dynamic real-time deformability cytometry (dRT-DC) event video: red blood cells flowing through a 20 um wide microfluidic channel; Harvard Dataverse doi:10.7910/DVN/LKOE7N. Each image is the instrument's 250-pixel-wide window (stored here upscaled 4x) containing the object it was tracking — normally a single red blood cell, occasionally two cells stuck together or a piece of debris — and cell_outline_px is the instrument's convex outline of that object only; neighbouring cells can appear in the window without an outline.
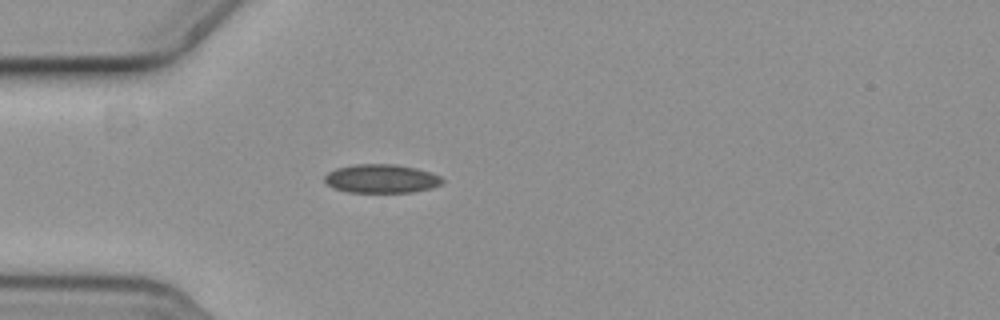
{"species": "common noctule bat (a hibernating species)", "species_latin": "Nyctalus noctula", "temperature_condition": "cold", "stored_images_in_passage": 2, "camera_frame_rate_fps": 3000, "um_per_image_px": 0.085, "animal": {"sex": "female", "body_mass_g": 19.3, "forearm_length_mm": 54.1}, "frame": {"image": 1, "passage_image": 1, "time_ms": 0.0, "image_size_px": [1000, 320], "cell_outline_px": [[444, 180], [440, 184], [432, 188], [412, 192], [348, 192], [332, 188], [324, 180], [324, 176], [328, 172], [336, 168], [356, 164], [396, 164], [416, 168], [432, 172], [440, 176]], "centroid_in_image_um": [32.41, 15.18], "position_along_channel_um": 52.6, "area_um2": 19.77}}